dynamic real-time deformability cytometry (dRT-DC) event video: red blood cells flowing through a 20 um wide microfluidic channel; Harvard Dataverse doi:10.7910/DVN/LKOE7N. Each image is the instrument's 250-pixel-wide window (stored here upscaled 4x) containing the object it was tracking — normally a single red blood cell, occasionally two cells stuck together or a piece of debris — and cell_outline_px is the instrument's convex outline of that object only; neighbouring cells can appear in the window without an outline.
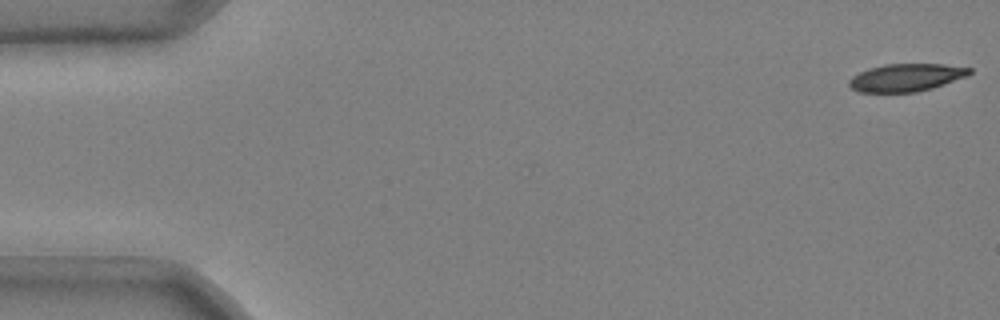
{"species": "common noctule bat (a hibernating species)", "species_latin": "Nyctalus noctula", "temperature_condition": "cold", "stored_images_in_passage": 8, "camera_frame_rate_fps": 3000, "um_per_image_px": 0.085, "animal": {"sex": "male", "body_mass_g": 20.4}, "frame": {"image": 1, "passage_image": 1, "time_ms": 0.0, "image_size_px": [1000, 320], "cell_outline_px": [[972, 72], [968, 76], [932, 88], [916, 92], [856, 92], [848, 84], [848, 80], [852, 76], [868, 68], [884, 64], [944, 64], [972, 68]], "centroid_in_image_um": [77.02, 6.59], "position_along_channel_um": 8.0, "area_um2": 19.54}}